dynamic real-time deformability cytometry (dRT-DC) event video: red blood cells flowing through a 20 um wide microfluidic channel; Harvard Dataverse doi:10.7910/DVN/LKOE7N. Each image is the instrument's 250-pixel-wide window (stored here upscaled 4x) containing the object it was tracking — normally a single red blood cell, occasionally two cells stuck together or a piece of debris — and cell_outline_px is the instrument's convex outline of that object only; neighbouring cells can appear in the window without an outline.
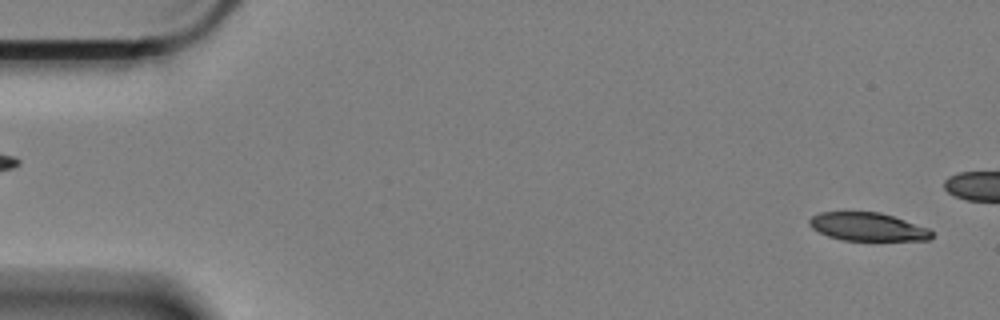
{"species": "Egyptian fruit bat (a non-hibernating species)", "species_latin": "Rousettus aegyptiacus", "temperature_condition": "cold", "stored_images_in_passage": 48, "camera_frame_rate_fps": 3000, "um_per_image_px": 0.085, "animal": {"sex": "female"}, "frame": {"image": 1, "passage_image": 2, "time_ms": 0.333, "image_size_px": [1000, 320], "cell_outline_px": [[932, 236], [928, 240], [844, 240], [828, 236], [812, 228], [808, 224], [808, 220], [812, 216], [820, 212], [880, 212], [928, 228], [932, 232]], "centroid_in_image_um": [73.72, 19.27], "position_along_channel_um": 11.3, "area_um2": 19.88}}
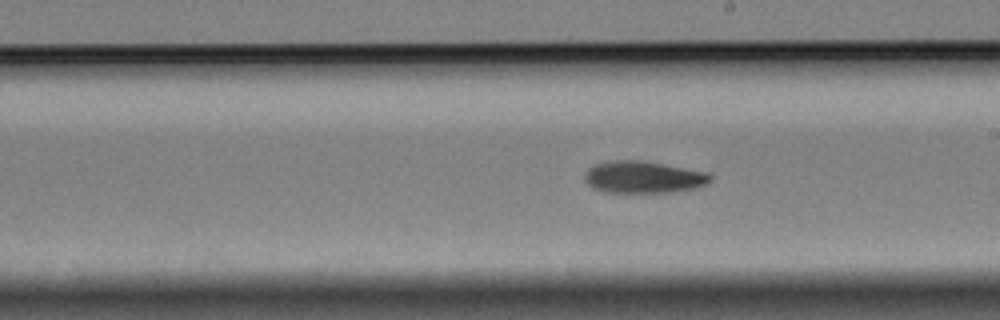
{"frame": {"image": 2, "passage_image": 33, "time_ms": 10.667, "image_size_px": [1000, 320], "cell_outline_px": [[712, 180], [708, 184], [692, 188], [672, 192], [604, 192], [592, 188], [584, 180], [584, 176], [588, 168], [596, 164], [616, 160], [640, 160], [708, 172], [712, 176]], "centroid_in_image_um": [54.68, 15.06], "position_along_channel_um": 234.3, "area_um2": 23.35}}
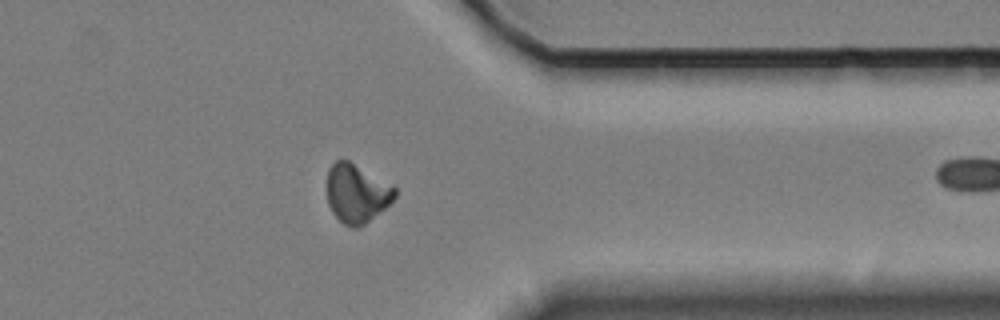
{"frame": {"image": 3, "passage_image": 47, "time_ms": 15.333, "image_size_px": [1000, 320], "cell_outline_px": [[396, 196], [384, 208], [360, 228], [352, 228], [344, 224], [332, 212], [328, 204], [328, 168], [336, 160], [348, 160], [396, 188]], "centroid_in_image_um": [30.3, 16.45], "position_along_channel_um": 381.1, "area_um2": 22.77}}